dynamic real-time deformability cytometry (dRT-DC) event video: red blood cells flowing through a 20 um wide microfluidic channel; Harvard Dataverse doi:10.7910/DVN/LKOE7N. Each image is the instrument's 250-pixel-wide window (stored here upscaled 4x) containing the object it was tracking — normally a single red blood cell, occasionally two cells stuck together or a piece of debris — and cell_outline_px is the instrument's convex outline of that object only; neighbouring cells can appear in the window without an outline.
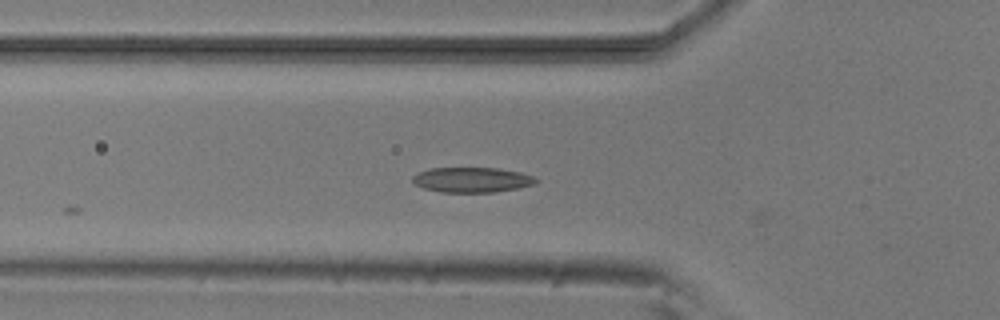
{"species": "common noctule bat (a hibernating species)", "species_latin": "Nyctalus noctula", "temperature_condition": "room temperature", "stored_images_in_passage": 4, "camera_frame_rate_fps": 3000, "um_per_image_px": 0.085, "animal": {"sex": "male", "body_mass_g": 20.5, "forearm_length_mm": 52.5}, "frame": {"image": 1, "passage_image": 4, "time_ms": 4.333, "image_size_px": [1000, 320], "cell_outline_px": [[540, 180], [536, 184], [496, 192], [440, 192], [424, 188], [412, 184], [412, 176], [416, 172], [432, 168], [496, 168], [520, 172], [532, 176]], "centroid_in_image_um": [40.08, 15.28], "position_along_channel_um": 85.7, "area_um2": 18.15}}